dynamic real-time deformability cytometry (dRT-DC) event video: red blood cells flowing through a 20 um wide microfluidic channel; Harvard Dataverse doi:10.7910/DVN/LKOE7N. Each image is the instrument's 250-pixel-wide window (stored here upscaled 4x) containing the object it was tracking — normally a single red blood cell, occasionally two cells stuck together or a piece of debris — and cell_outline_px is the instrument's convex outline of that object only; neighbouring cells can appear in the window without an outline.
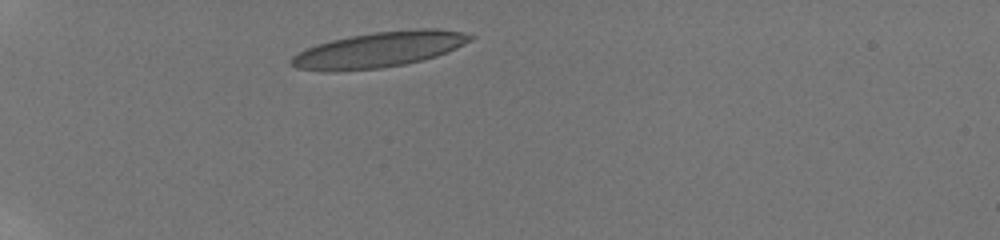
{"species": "human", "species_latin": "Homo sapiens", "temperature_condition": "room temperature", "stored_images_in_passage": 7, "camera_frame_rate_fps": 3000, "um_per_image_px": 0.085, "donor": {"sex": "male"}, "frame": {"image": 1, "passage_image": 1, "time_ms": 0.0, "image_size_px": [1000, 240], "cell_outline_px": [[476, 36], [472, 40], [448, 52], [424, 60], [404, 64], [380, 68], [336, 72], [320, 72], [296, 68], [288, 64], [288, 60], [292, 56], [316, 44], [332, 40], [352, 36], [376, 32], [416, 28], [436, 28], [464, 32]], "centroid_in_image_um": [32.21, 4.23], "position_along_channel_um": 52.8, "area_um2": 37.4}}